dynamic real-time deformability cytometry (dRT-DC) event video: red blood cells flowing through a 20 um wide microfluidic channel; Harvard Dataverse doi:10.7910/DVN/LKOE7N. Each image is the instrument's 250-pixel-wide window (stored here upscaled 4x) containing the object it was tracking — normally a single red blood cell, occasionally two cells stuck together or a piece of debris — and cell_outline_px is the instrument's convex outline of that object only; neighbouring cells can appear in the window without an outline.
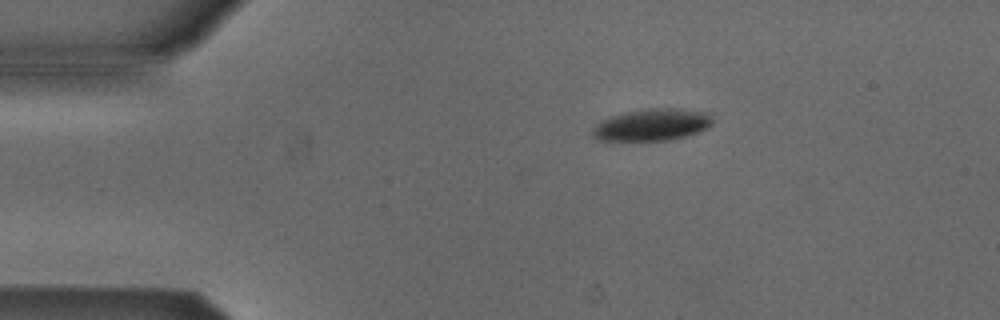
{"species": "Egyptian fruit bat (a non-hibernating species)", "species_latin": "Rousettus aegyptiacus", "temperature_condition": "cold", "stored_images_in_passage": 44, "camera_frame_rate_fps": 3000, "um_per_image_px": 0.085, "animal": {"sex": "male"}, "frame": {"image": 1, "passage_image": 1, "time_ms": 0.0, "image_size_px": [1000, 320], "cell_outline_px": [[712, 124], [708, 128], [672, 140], [596, 140], [592, 136], [592, 128], [600, 120], [608, 116], [624, 112], [644, 108], [680, 108], [712, 112]], "centroid_in_image_um": [55.42, 10.58], "position_along_channel_um": 29.6, "area_um2": 22.77}}
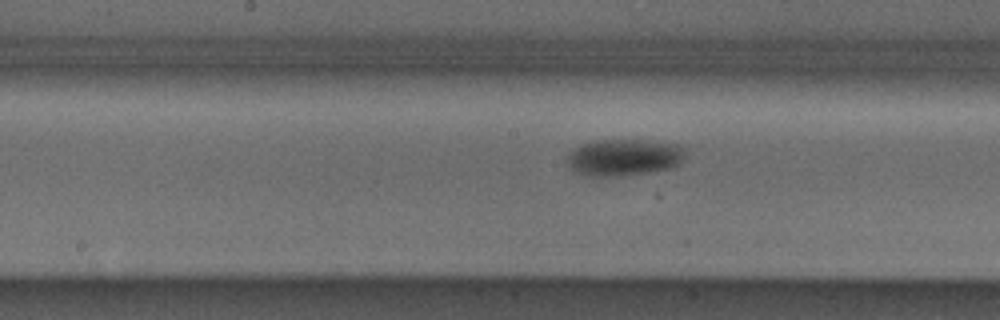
{"frame": {"image": 2, "passage_image": 18, "time_ms": 5.667, "image_size_px": [1000, 320], "cell_outline_px": [[688, 148], [680, 164], [672, 168], [648, 172], [620, 176], [592, 176], [576, 172], [568, 164], [568, 152], [592, 140], [644, 140], [680, 144]], "centroid_in_image_um": [53.11, 13.36], "position_along_channel_um": 195.1, "area_um2": 25.43}}
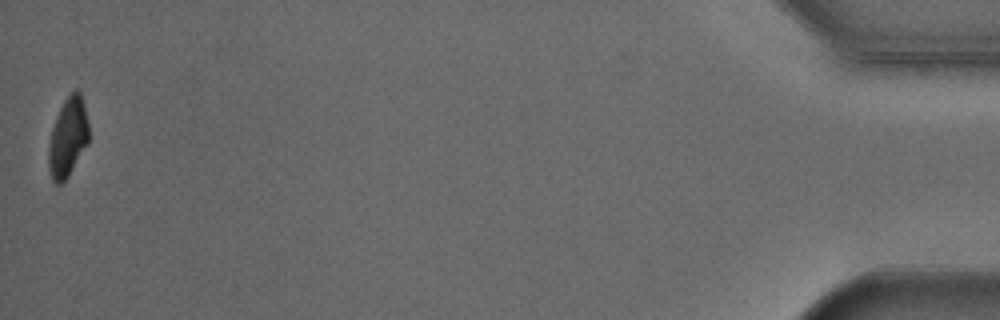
{"frame": {"image": 3, "passage_image": 44, "time_ms": 14.333, "image_size_px": [1000, 320], "cell_outline_px": [[88, 144], [68, 176], [60, 184], [56, 184], [52, 180], [48, 168], [48, 148], [52, 128], [56, 116], [64, 100], [76, 88], [80, 92], [88, 124]], "centroid_in_image_um": [5.75, 11.7], "position_along_channel_um": 429.4, "area_um2": 18.38}, "authors_computed_cell_mechanics": {"area_um2": 23.3512, "velocity_mm_per_s": 3.8615, "shape_relaxation_time_tau1_ms": 2.3856, "shape_relaxation_time_tau2_ms": null, "deformation_change_tau1": 0.088, "deformation_change_tau2": null}}